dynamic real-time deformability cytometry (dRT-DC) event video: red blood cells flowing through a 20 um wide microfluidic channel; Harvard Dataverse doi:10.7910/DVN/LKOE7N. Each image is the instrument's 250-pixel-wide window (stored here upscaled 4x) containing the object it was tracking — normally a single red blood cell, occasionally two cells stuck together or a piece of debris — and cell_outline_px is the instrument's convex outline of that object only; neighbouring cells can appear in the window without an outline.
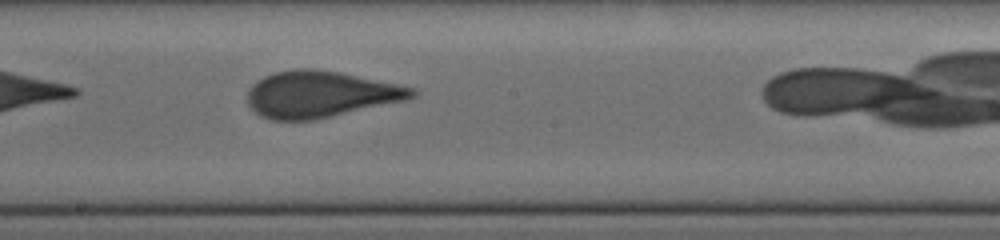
{"species": "human", "species_latin": "Homo sapiens", "temperature_condition": "cold", "stored_images_in_passage": 11, "camera_frame_rate_fps": 3000, "um_per_image_px": 0.085, "donor": {"sex": "female"}, "frame": {"image": 1, "passage_image": 8, "time_ms": 3.333, "image_size_px": [1000, 240], "cell_outline_px": [[420, 92], [416, 96], [408, 100], [312, 120], [272, 120], [260, 116], [248, 104], [248, 88], [256, 80], [264, 76], [276, 72], [296, 68], [316, 68], [396, 84], [412, 88]], "centroid_in_image_um": [27.21, 8.01], "position_along_channel_um": 221.0, "area_um2": 44.33}}
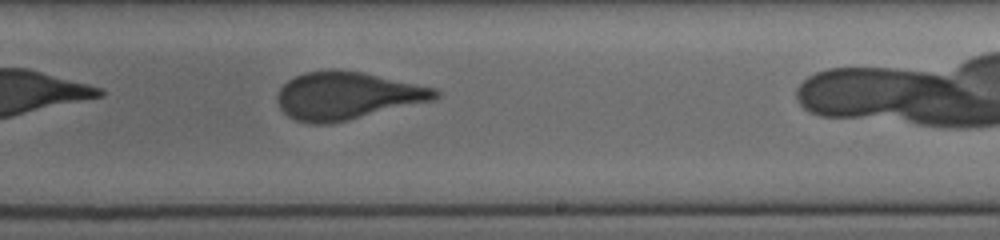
{"frame": {"image": 2, "passage_image": 10, "time_ms": 4.333, "image_size_px": [1000, 240], "cell_outline_px": [[440, 96], [436, 100], [332, 124], [312, 124], [296, 120], [288, 116], [280, 108], [276, 100], [276, 96], [280, 88], [288, 80], [304, 72], [332, 68], [340, 68], [364, 72], [436, 88], [440, 92]], "centroid_in_image_um": [29.52, 8.13], "position_along_channel_um": 259.5, "area_um2": 44.56}}